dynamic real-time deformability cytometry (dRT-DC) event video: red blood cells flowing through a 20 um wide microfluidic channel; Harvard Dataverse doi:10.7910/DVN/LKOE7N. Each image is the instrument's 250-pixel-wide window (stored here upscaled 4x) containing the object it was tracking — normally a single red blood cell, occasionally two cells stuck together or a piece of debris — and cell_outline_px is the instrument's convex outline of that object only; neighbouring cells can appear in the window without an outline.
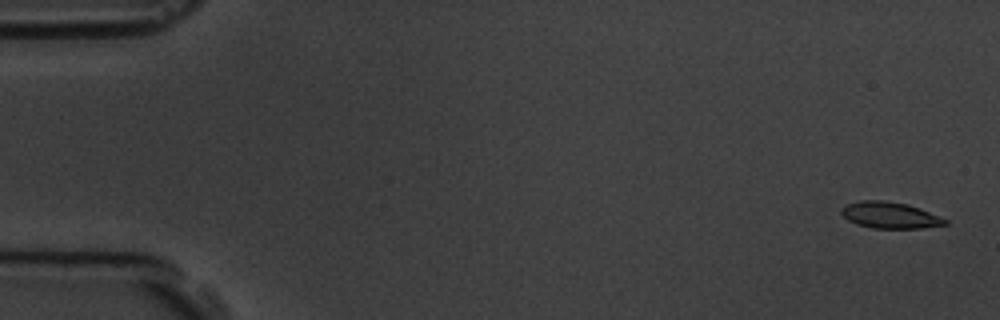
{"species": "common noctule bat (a hibernating species)", "species_latin": "Nyctalus noctula", "temperature_condition": "room temperature", "stored_images_in_passage": 5, "camera_frame_rate_fps": 3000, "um_per_image_px": 0.085, "animal": {"sex": "male", "body_mass_g": 19.5, "forearm_length_mm": 54.6}, "frame": {"image": 1, "passage_image": 1, "time_ms": 0.0, "image_size_px": [1000, 320], "cell_outline_px": [[948, 224], [924, 228], [872, 228], [856, 224], [848, 220], [840, 212], [840, 208], [848, 204], [860, 200], [884, 200], [908, 204], [920, 208], [948, 220]], "centroid_in_image_um": [75.64, 18.29], "position_along_channel_um": 9.4, "area_um2": 16.01}}